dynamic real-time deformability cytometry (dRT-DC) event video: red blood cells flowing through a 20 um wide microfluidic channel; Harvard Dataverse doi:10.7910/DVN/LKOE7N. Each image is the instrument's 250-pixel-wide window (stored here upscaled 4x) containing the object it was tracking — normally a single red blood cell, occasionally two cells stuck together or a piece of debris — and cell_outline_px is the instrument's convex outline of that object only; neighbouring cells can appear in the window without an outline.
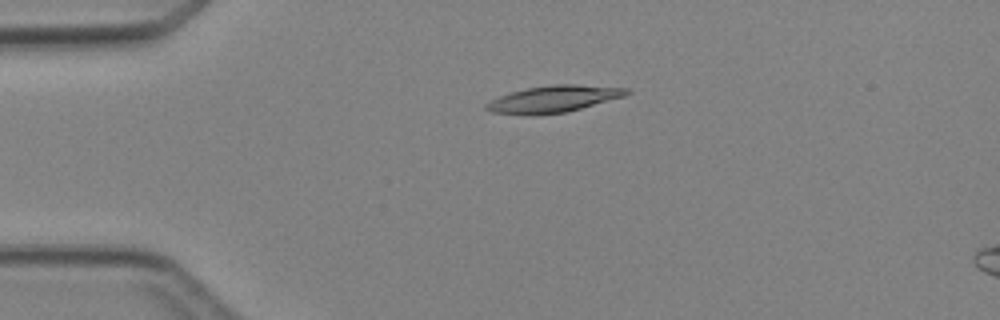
{"species": "Egyptian fruit bat (a non-hibernating species)", "species_latin": "Rousettus aegyptiacus", "temperature_condition": "cold", "stored_images_in_passage": 4, "camera_frame_rate_fps": 3000, "um_per_image_px": 0.085, "animal": {"sex": "female"}, "frame": {"image": 1, "passage_image": 2, "time_ms": 1.0, "image_size_px": [1000, 320], "cell_outline_px": [[632, 92], [624, 96], [580, 108], [564, 112], [492, 112], [484, 108], [484, 104], [500, 96], [512, 92], [528, 88], [552, 84], [576, 84], [628, 88]], "centroid_in_image_um": [47.14, 8.35], "position_along_channel_um": 37.9, "area_um2": 20.69}}
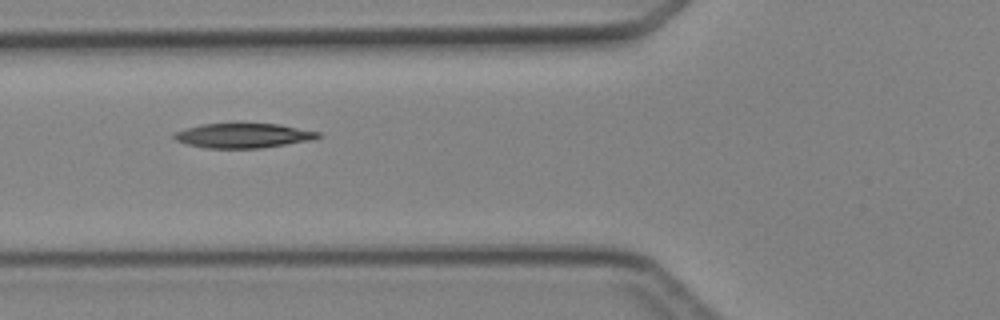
{"frame": {"image": 2, "passage_image": 4, "time_ms": 3.333, "image_size_px": [1000, 320], "cell_outline_px": [[320, 136], [312, 140], [260, 148], [208, 148], [188, 144], [176, 140], [172, 136], [176, 132], [200, 124], [280, 124], [320, 132]], "centroid_in_image_um": [20.7, 11.52], "position_along_channel_um": 105.1, "area_um2": 20.35}}